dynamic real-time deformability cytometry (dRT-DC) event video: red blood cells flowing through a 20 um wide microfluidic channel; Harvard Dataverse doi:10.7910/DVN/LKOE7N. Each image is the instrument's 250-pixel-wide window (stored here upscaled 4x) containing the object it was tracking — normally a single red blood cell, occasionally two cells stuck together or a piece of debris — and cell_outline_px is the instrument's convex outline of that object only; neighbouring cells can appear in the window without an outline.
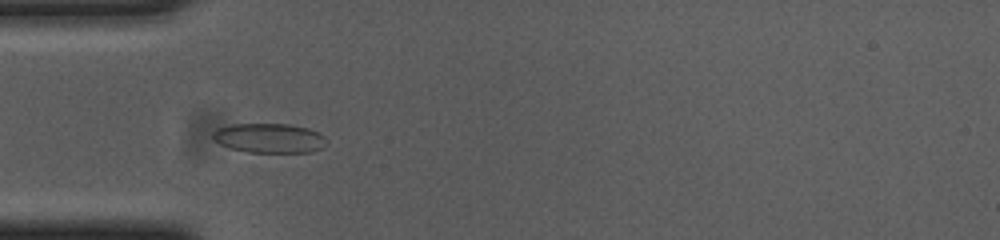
{"species": "common noctule bat (a hibernating species)", "species_latin": "Nyctalus noctula", "temperature_condition": "cold", "stored_images_in_passage": 54, "camera_frame_rate_fps": 3000, "um_per_image_px": 0.085, "animal": {"sex": "female", "body_mass_g": 23.0, "forearm_length_mm": 53.4}, "frame": {"image": 1, "passage_image": 16, "time_ms": 5.0, "image_size_px": [1000, 240], "cell_outline_px": [[324, 136], [320, 148], [308, 152], [248, 152], [232, 148], [220, 144], [212, 140], [212, 132], [216, 128], [232, 124], [288, 124], [308, 128]], "centroid_in_image_um": [22.78, 11.73], "position_along_channel_um": 62.2, "area_um2": 19.25}}
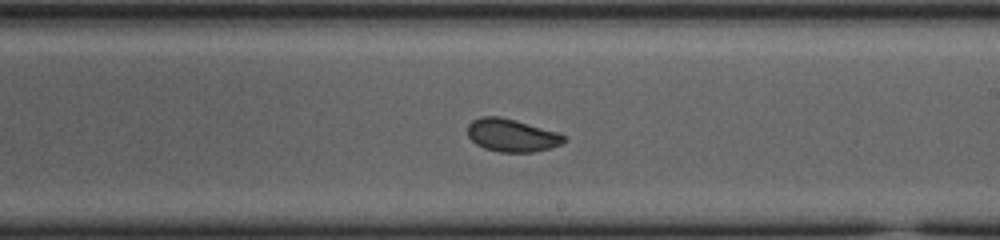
{"frame": {"image": 2, "passage_image": 31, "time_ms": 10.0, "image_size_px": [1000, 240], "cell_outline_px": [[568, 140], [552, 148], [532, 152], [500, 152], [484, 148], [476, 144], [468, 136], [468, 124], [472, 120], [480, 116], [496, 116], [516, 120], [556, 132], [568, 136]], "centroid_in_image_um": [43.51, 11.5], "position_along_channel_um": 245.5, "area_um2": 18.5}}
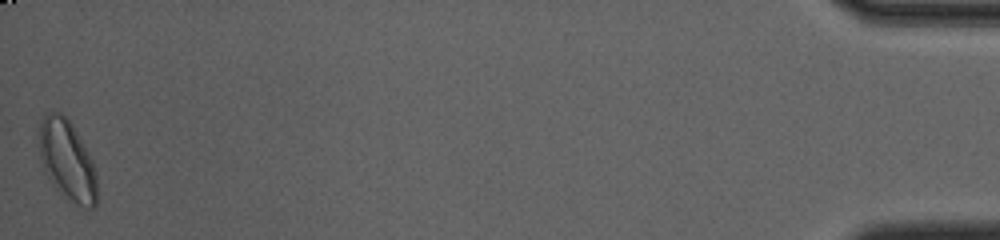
{"frame": {"image": 3, "passage_image": 54, "time_ms": 17.667, "image_size_px": [1000, 240], "cell_outline_px": [[96, 204], [92, 208], [80, 208], [64, 200], [44, 172], [40, 160], [40, 120], [48, 112], [60, 112], [72, 124], [88, 152], [92, 160], [96, 172]], "centroid_in_image_um": [5.71, 13.7], "position_along_channel_um": 429.5, "area_um2": 27.34}, "authors_computed_cell_mechanics": {"area_um2": 19.5653, "velocity_mm_per_s": 3.6861, "shape_relaxation_time_tau1_ms": 8.2519, "shape_relaxation_time_tau2_ms": 1.6798, "deformation_change_tau1": 0.1546, "deformation_change_tau2": 0.0534}}